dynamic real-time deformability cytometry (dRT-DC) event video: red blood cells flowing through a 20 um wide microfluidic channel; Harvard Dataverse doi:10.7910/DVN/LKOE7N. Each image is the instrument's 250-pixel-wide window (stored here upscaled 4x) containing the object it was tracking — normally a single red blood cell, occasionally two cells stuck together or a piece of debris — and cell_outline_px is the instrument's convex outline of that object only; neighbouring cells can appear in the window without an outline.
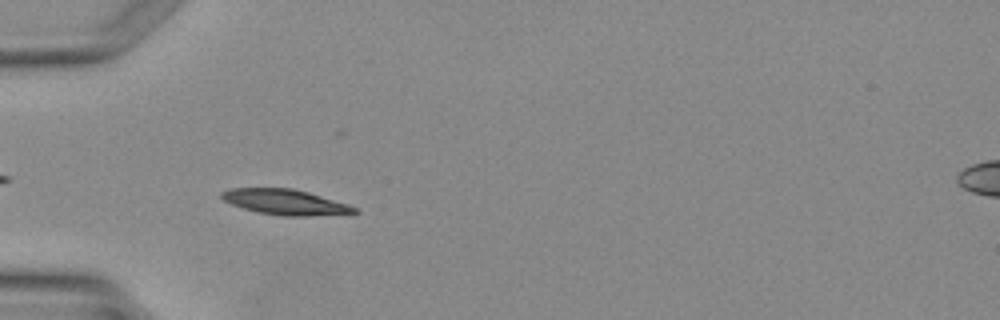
{"species": "Egyptian fruit bat (a non-hibernating species)", "species_latin": "Rousettus aegyptiacus", "temperature_condition": "warm", "stored_images_in_passage": 4, "camera_frame_rate_fps": 3000, "um_per_image_px": 0.085, "animal": {"sex": "female"}, "frame": {"image": 1, "passage_image": 4, "time_ms": 3.667, "image_size_px": [1000, 320], "cell_outline_px": [[360, 212], [304, 216], [284, 216], [260, 212], [244, 208], [232, 204], [224, 200], [220, 196], [220, 192], [232, 188], [292, 188], [308, 192], [348, 204], [356, 208]], "centroid_in_image_um": [24.22, 17.16], "position_along_channel_um": 60.8, "area_um2": 19.31}}